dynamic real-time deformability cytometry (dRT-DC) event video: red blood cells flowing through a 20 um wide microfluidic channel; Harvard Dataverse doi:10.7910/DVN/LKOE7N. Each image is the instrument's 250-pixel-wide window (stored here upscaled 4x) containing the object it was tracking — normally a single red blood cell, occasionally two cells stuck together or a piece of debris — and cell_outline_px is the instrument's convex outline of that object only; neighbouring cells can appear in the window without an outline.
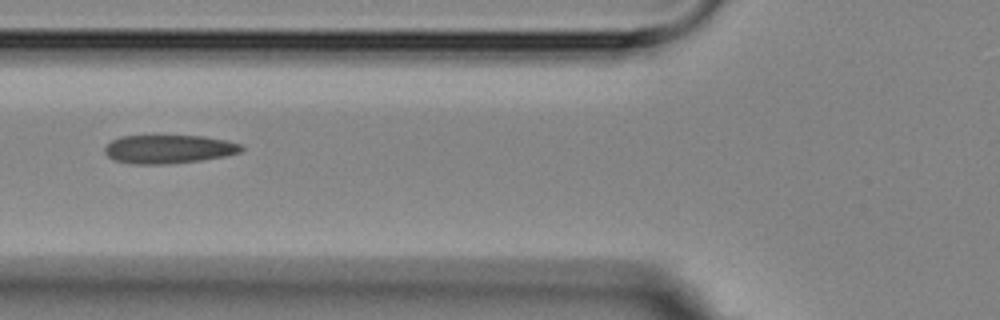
{"species": "Egyptian fruit bat (a non-hibernating species)", "species_latin": "Rousettus aegyptiacus", "temperature_condition": "room temperature", "stored_images_in_passage": 5, "camera_frame_rate_fps": 3000, "um_per_image_px": 0.085, "animal": {"sex": "female"}, "frame": {"image": 1, "passage_image": 3, "time_ms": 2.333, "image_size_px": [1000, 320], "cell_outline_px": [[244, 148], [240, 152], [224, 156], [200, 160], [164, 164], [132, 164], [116, 160], [108, 156], [104, 152], [104, 148], [112, 140], [120, 136], [204, 136], [228, 140], [240, 144]], "centroid_in_image_um": [14.34, 12.67], "position_along_channel_um": 111.5, "area_um2": 22.6}}
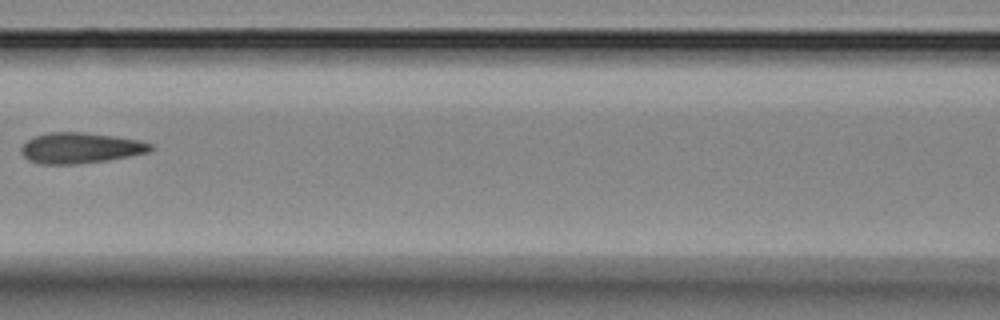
{"frame": {"image": 2, "passage_image": 4, "time_ms": 3.667, "image_size_px": [1000, 320], "cell_outline_px": [[152, 148], [148, 152], [108, 160], [72, 164], [40, 164], [28, 160], [20, 152], [20, 148], [28, 140], [36, 136], [48, 132], [84, 132], [140, 140], [152, 144]], "centroid_in_image_um": [6.8, 12.58], "position_along_channel_um": 159.8, "area_um2": 22.95}}
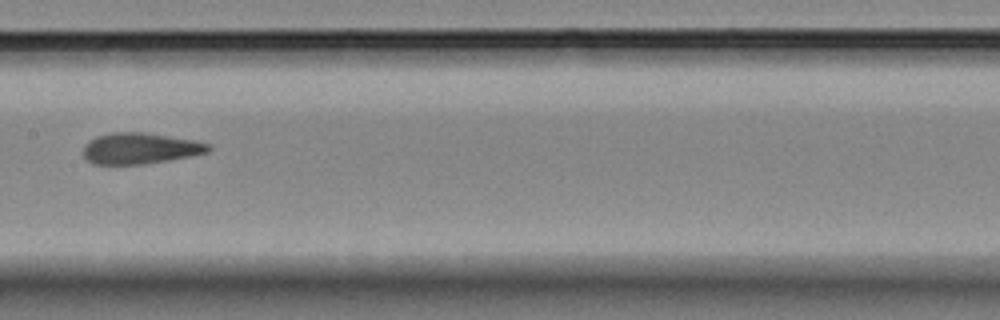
{"frame": {"image": 3, "passage_image": 5, "time_ms": 4.667, "image_size_px": [1000, 320], "cell_outline_px": [[212, 148], [208, 152], [168, 160], [144, 164], [92, 164], [84, 156], [84, 144], [88, 140], [96, 136], [112, 132], [144, 132], [196, 140], [212, 144]], "centroid_in_image_um": [11.91, 12.6], "position_along_channel_um": 195.5, "area_um2": 22.77}}